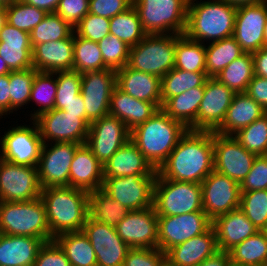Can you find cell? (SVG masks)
Segmentation results:
<instances>
[{"label": "cell", "mask_w": 267, "mask_h": 266, "mask_svg": "<svg viewBox=\"0 0 267 266\" xmlns=\"http://www.w3.org/2000/svg\"><path fill=\"white\" fill-rule=\"evenodd\" d=\"M213 170V131L188 130L157 173L164 179L201 184Z\"/></svg>", "instance_id": "cell-1"}, {"label": "cell", "mask_w": 267, "mask_h": 266, "mask_svg": "<svg viewBox=\"0 0 267 266\" xmlns=\"http://www.w3.org/2000/svg\"><path fill=\"white\" fill-rule=\"evenodd\" d=\"M188 130L184 124L160 109L130 131V140L158 170Z\"/></svg>", "instance_id": "cell-2"}, {"label": "cell", "mask_w": 267, "mask_h": 266, "mask_svg": "<svg viewBox=\"0 0 267 266\" xmlns=\"http://www.w3.org/2000/svg\"><path fill=\"white\" fill-rule=\"evenodd\" d=\"M88 191L70 186L48 187L41 190L50 241L56 236L82 230L88 217Z\"/></svg>", "instance_id": "cell-3"}, {"label": "cell", "mask_w": 267, "mask_h": 266, "mask_svg": "<svg viewBox=\"0 0 267 266\" xmlns=\"http://www.w3.org/2000/svg\"><path fill=\"white\" fill-rule=\"evenodd\" d=\"M196 1V3H195ZM189 0L185 35L205 44L233 36L237 7L225 0ZM202 1V2H201Z\"/></svg>", "instance_id": "cell-4"}, {"label": "cell", "mask_w": 267, "mask_h": 266, "mask_svg": "<svg viewBox=\"0 0 267 266\" xmlns=\"http://www.w3.org/2000/svg\"><path fill=\"white\" fill-rule=\"evenodd\" d=\"M0 233L32 236L50 241L46 210L41 198L26 202H0Z\"/></svg>", "instance_id": "cell-5"}, {"label": "cell", "mask_w": 267, "mask_h": 266, "mask_svg": "<svg viewBox=\"0 0 267 266\" xmlns=\"http://www.w3.org/2000/svg\"><path fill=\"white\" fill-rule=\"evenodd\" d=\"M176 34H146L130 47L127 66L162 78L175 65Z\"/></svg>", "instance_id": "cell-6"}, {"label": "cell", "mask_w": 267, "mask_h": 266, "mask_svg": "<svg viewBox=\"0 0 267 266\" xmlns=\"http://www.w3.org/2000/svg\"><path fill=\"white\" fill-rule=\"evenodd\" d=\"M189 0H133L146 34H184Z\"/></svg>", "instance_id": "cell-7"}, {"label": "cell", "mask_w": 267, "mask_h": 266, "mask_svg": "<svg viewBox=\"0 0 267 266\" xmlns=\"http://www.w3.org/2000/svg\"><path fill=\"white\" fill-rule=\"evenodd\" d=\"M153 207L157 215H181L203 211L201 184L155 178Z\"/></svg>", "instance_id": "cell-8"}, {"label": "cell", "mask_w": 267, "mask_h": 266, "mask_svg": "<svg viewBox=\"0 0 267 266\" xmlns=\"http://www.w3.org/2000/svg\"><path fill=\"white\" fill-rule=\"evenodd\" d=\"M9 128L0 138V158L19 165L37 167L43 147L36 122Z\"/></svg>", "instance_id": "cell-9"}, {"label": "cell", "mask_w": 267, "mask_h": 266, "mask_svg": "<svg viewBox=\"0 0 267 266\" xmlns=\"http://www.w3.org/2000/svg\"><path fill=\"white\" fill-rule=\"evenodd\" d=\"M158 249L166 253L170 248L206 232L212 220L204 211L181 215H157Z\"/></svg>", "instance_id": "cell-10"}, {"label": "cell", "mask_w": 267, "mask_h": 266, "mask_svg": "<svg viewBox=\"0 0 267 266\" xmlns=\"http://www.w3.org/2000/svg\"><path fill=\"white\" fill-rule=\"evenodd\" d=\"M37 167L19 165L0 158V202H26L41 195Z\"/></svg>", "instance_id": "cell-11"}, {"label": "cell", "mask_w": 267, "mask_h": 266, "mask_svg": "<svg viewBox=\"0 0 267 266\" xmlns=\"http://www.w3.org/2000/svg\"><path fill=\"white\" fill-rule=\"evenodd\" d=\"M157 175H129L104 178L102 189L129 211L153 206L154 185Z\"/></svg>", "instance_id": "cell-12"}, {"label": "cell", "mask_w": 267, "mask_h": 266, "mask_svg": "<svg viewBox=\"0 0 267 266\" xmlns=\"http://www.w3.org/2000/svg\"><path fill=\"white\" fill-rule=\"evenodd\" d=\"M44 143L72 142L85 144L90 123L86 118L54 108L34 119Z\"/></svg>", "instance_id": "cell-13"}, {"label": "cell", "mask_w": 267, "mask_h": 266, "mask_svg": "<svg viewBox=\"0 0 267 266\" xmlns=\"http://www.w3.org/2000/svg\"><path fill=\"white\" fill-rule=\"evenodd\" d=\"M214 171L241 184L257 155L248 152L234 135L213 132Z\"/></svg>", "instance_id": "cell-14"}, {"label": "cell", "mask_w": 267, "mask_h": 266, "mask_svg": "<svg viewBox=\"0 0 267 266\" xmlns=\"http://www.w3.org/2000/svg\"><path fill=\"white\" fill-rule=\"evenodd\" d=\"M81 144L72 142L44 143L37 166L42 189L69 186L70 165Z\"/></svg>", "instance_id": "cell-15"}, {"label": "cell", "mask_w": 267, "mask_h": 266, "mask_svg": "<svg viewBox=\"0 0 267 266\" xmlns=\"http://www.w3.org/2000/svg\"><path fill=\"white\" fill-rule=\"evenodd\" d=\"M116 86V70L108 68L81 74L80 93L90 124L109 114L111 93Z\"/></svg>", "instance_id": "cell-16"}, {"label": "cell", "mask_w": 267, "mask_h": 266, "mask_svg": "<svg viewBox=\"0 0 267 266\" xmlns=\"http://www.w3.org/2000/svg\"><path fill=\"white\" fill-rule=\"evenodd\" d=\"M203 211L213 221L216 217L239 209L240 184L212 171L201 183Z\"/></svg>", "instance_id": "cell-17"}, {"label": "cell", "mask_w": 267, "mask_h": 266, "mask_svg": "<svg viewBox=\"0 0 267 266\" xmlns=\"http://www.w3.org/2000/svg\"><path fill=\"white\" fill-rule=\"evenodd\" d=\"M235 94L217 78L208 77L197 119L188 129L214 132L222 124Z\"/></svg>", "instance_id": "cell-18"}, {"label": "cell", "mask_w": 267, "mask_h": 266, "mask_svg": "<svg viewBox=\"0 0 267 266\" xmlns=\"http://www.w3.org/2000/svg\"><path fill=\"white\" fill-rule=\"evenodd\" d=\"M130 139L125 123L110 114L90 124L85 144L104 165Z\"/></svg>", "instance_id": "cell-19"}, {"label": "cell", "mask_w": 267, "mask_h": 266, "mask_svg": "<svg viewBox=\"0 0 267 266\" xmlns=\"http://www.w3.org/2000/svg\"><path fill=\"white\" fill-rule=\"evenodd\" d=\"M89 239L97 257V266H123L130 247L116 228L87 217L81 230Z\"/></svg>", "instance_id": "cell-20"}, {"label": "cell", "mask_w": 267, "mask_h": 266, "mask_svg": "<svg viewBox=\"0 0 267 266\" xmlns=\"http://www.w3.org/2000/svg\"><path fill=\"white\" fill-rule=\"evenodd\" d=\"M266 20V2L237 7L233 37L245 53L256 52L265 46Z\"/></svg>", "instance_id": "cell-21"}, {"label": "cell", "mask_w": 267, "mask_h": 266, "mask_svg": "<svg viewBox=\"0 0 267 266\" xmlns=\"http://www.w3.org/2000/svg\"><path fill=\"white\" fill-rule=\"evenodd\" d=\"M115 228L130 248H158V220L153 206L129 211Z\"/></svg>", "instance_id": "cell-22"}, {"label": "cell", "mask_w": 267, "mask_h": 266, "mask_svg": "<svg viewBox=\"0 0 267 266\" xmlns=\"http://www.w3.org/2000/svg\"><path fill=\"white\" fill-rule=\"evenodd\" d=\"M219 252L214 228L170 248L166 253L167 266H198Z\"/></svg>", "instance_id": "cell-23"}, {"label": "cell", "mask_w": 267, "mask_h": 266, "mask_svg": "<svg viewBox=\"0 0 267 266\" xmlns=\"http://www.w3.org/2000/svg\"><path fill=\"white\" fill-rule=\"evenodd\" d=\"M74 32L66 39L36 44L32 47L33 68L39 72L73 70Z\"/></svg>", "instance_id": "cell-24"}, {"label": "cell", "mask_w": 267, "mask_h": 266, "mask_svg": "<svg viewBox=\"0 0 267 266\" xmlns=\"http://www.w3.org/2000/svg\"><path fill=\"white\" fill-rule=\"evenodd\" d=\"M0 56L11 71L33 68L30 33L6 23L0 29Z\"/></svg>", "instance_id": "cell-25"}, {"label": "cell", "mask_w": 267, "mask_h": 266, "mask_svg": "<svg viewBox=\"0 0 267 266\" xmlns=\"http://www.w3.org/2000/svg\"><path fill=\"white\" fill-rule=\"evenodd\" d=\"M212 227L216 233L220 252H228L259 231L240 208L216 217L212 221Z\"/></svg>", "instance_id": "cell-26"}, {"label": "cell", "mask_w": 267, "mask_h": 266, "mask_svg": "<svg viewBox=\"0 0 267 266\" xmlns=\"http://www.w3.org/2000/svg\"><path fill=\"white\" fill-rule=\"evenodd\" d=\"M104 178L129 175H157L138 147L129 139L103 165Z\"/></svg>", "instance_id": "cell-27"}, {"label": "cell", "mask_w": 267, "mask_h": 266, "mask_svg": "<svg viewBox=\"0 0 267 266\" xmlns=\"http://www.w3.org/2000/svg\"><path fill=\"white\" fill-rule=\"evenodd\" d=\"M103 180V165L86 144H81L70 165L69 186L90 192L102 188Z\"/></svg>", "instance_id": "cell-28"}, {"label": "cell", "mask_w": 267, "mask_h": 266, "mask_svg": "<svg viewBox=\"0 0 267 266\" xmlns=\"http://www.w3.org/2000/svg\"><path fill=\"white\" fill-rule=\"evenodd\" d=\"M116 85L136 99L156 103L162 107L161 78L155 75L136 71L126 65L116 70Z\"/></svg>", "instance_id": "cell-29"}, {"label": "cell", "mask_w": 267, "mask_h": 266, "mask_svg": "<svg viewBox=\"0 0 267 266\" xmlns=\"http://www.w3.org/2000/svg\"><path fill=\"white\" fill-rule=\"evenodd\" d=\"M160 109L156 103L136 99L117 86L111 93L109 114L124 122L130 131Z\"/></svg>", "instance_id": "cell-30"}, {"label": "cell", "mask_w": 267, "mask_h": 266, "mask_svg": "<svg viewBox=\"0 0 267 266\" xmlns=\"http://www.w3.org/2000/svg\"><path fill=\"white\" fill-rule=\"evenodd\" d=\"M43 244L40 238L0 233V266H33Z\"/></svg>", "instance_id": "cell-31"}, {"label": "cell", "mask_w": 267, "mask_h": 266, "mask_svg": "<svg viewBox=\"0 0 267 266\" xmlns=\"http://www.w3.org/2000/svg\"><path fill=\"white\" fill-rule=\"evenodd\" d=\"M265 113V110L246 92L236 93L222 124L214 132L234 135Z\"/></svg>", "instance_id": "cell-32"}, {"label": "cell", "mask_w": 267, "mask_h": 266, "mask_svg": "<svg viewBox=\"0 0 267 266\" xmlns=\"http://www.w3.org/2000/svg\"><path fill=\"white\" fill-rule=\"evenodd\" d=\"M205 83L184 93L167 99L161 109L172 119L180 121L189 128L197 119L200 103L203 99Z\"/></svg>", "instance_id": "cell-33"}, {"label": "cell", "mask_w": 267, "mask_h": 266, "mask_svg": "<svg viewBox=\"0 0 267 266\" xmlns=\"http://www.w3.org/2000/svg\"><path fill=\"white\" fill-rule=\"evenodd\" d=\"M128 212L126 207L112 199L102 188L88 193V217L94 221L115 228Z\"/></svg>", "instance_id": "cell-34"}, {"label": "cell", "mask_w": 267, "mask_h": 266, "mask_svg": "<svg viewBox=\"0 0 267 266\" xmlns=\"http://www.w3.org/2000/svg\"><path fill=\"white\" fill-rule=\"evenodd\" d=\"M232 266H265L267 262V236L257 231L228 251Z\"/></svg>", "instance_id": "cell-35"}, {"label": "cell", "mask_w": 267, "mask_h": 266, "mask_svg": "<svg viewBox=\"0 0 267 266\" xmlns=\"http://www.w3.org/2000/svg\"><path fill=\"white\" fill-rule=\"evenodd\" d=\"M64 251L71 266H97V257L82 231L68 232L53 239Z\"/></svg>", "instance_id": "cell-36"}, {"label": "cell", "mask_w": 267, "mask_h": 266, "mask_svg": "<svg viewBox=\"0 0 267 266\" xmlns=\"http://www.w3.org/2000/svg\"><path fill=\"white\" fill-rule=\"evenodd\" d=\"M205 47L208 77H216L227 65L245 53L233 36L210 42Z\"/></svg>", "instance_id": "cell-37"}, {"label": "cell", "mask_w": 267, "mask_h": 266, "mask_svg": "<svg viewBox=\"0 0 267 266\" xmlns=\"http://www.w3.org/2000/svg\"><path fill=\"white\" fill-rule=\"evenodd\" d=\"M174 68L188 72H206L205 44L189 39L185 34H176Z\"/></svg>", "instance_id": "cell-38"}, {"label": "cell", "mask_w": 267, "mask_h": 266, "mask_svg": "<svg viewBox=\"0 0 267 266\" xmlns=\"http://www.w3.org/2000/svg\"><path fill=\"white\" fill-rule=\"evenodd\" d=\"M253 76L252 53H244L227 65L215 78L235 93H241L246 92Z\"/></svg>", "instance_id": "cell-39"}, {"label": "cell", "mask_w": 267, "mask_h": 266, "mask_svg": "<svg viewBox=\"0 0 267 266\" xmlns=\"http://www.w3.org/2000/svg\"><path fill=\"white\" fill-rule=\"evenodd\" d=\"M207 78L206 72H188L172 68L161 78L162 104L171 97L184 93L191 88L202 86Z\"/></svg>", "instance_id": "cell-40"}, {"label": "cell", "mask_w": 267, "mask_h": 266, "mask_svg": "<svg viewBox=\"0 0 267 266\" xmlns=\"http://www.w3.org/2000/svg\"><path fill=\"white\" fill-rule=\"evenodd\" d=\"M55 76V77H54ZM57 92L56 72H37L35 74L29 103L36 102L39 105L33 113L30 114V121L37 118L44 112L55 108V96Z\"/></svg>", "instance_id": "cell-41"}, {"label": "cell", "mask_w": 267, "mask_h": 266, "mask_svg": "<svg viewBox=\"0 0 267 266\" xmlns=\"http://www.w3.org/2000/svg\"><path fill=\"white\" fill-rule=\"evenodd\" d=\"M110 34L115 35L129 47L137 45L146 36L133 5L110 18Z\"/></svg>", "instance_id": "cell-42"}, {"label": "cell", "mask_w": 267, "mask_h": 266, "mask_svg": "<svg viewBox=\"0 0 267 266\" xmlns=\"http://www.w3.org/2000/svg\"><path fill=\"white\" fill-rule=\"evenodd\" d=\"M73 70L80 74L88 71L108 69L104 64L98 43L79 37L74 32Z\"/></svg>", "instance_id": "cell-43"}, {"label": "cell", "mask_w": 267, "mask_h": 266, "mask_svg": "<svg viewBox=\"0 0 267 266\" xmlns=\"http://www.w3.org/2000/svg\"><path fill=\"white\" fill-rule=\"evenodd\" d=\"M74 28L56 13H47L44 19L30 32L32 47L36 44L68 38Z\"/></svg>", "instance_id": "cell-44"}, {"label": "cell", "mask_w": 267, "mask_h": 266, "mask_svg": "<svg viewBox=\"0 0 267 266\" xmlns=\"http://www.w3.org/2000/svg\"><path fill=\"white\" fill-rule=\"evenodd\" d=\"M234 137L248 152L257 156L267 155V112L239 130Z\"/></svg>", "instance_id": "cell-45"}, {"label": "cell", "mask_w": 267, "mask_h": 266, "mask_svg": "<svg viewBox=\"0 0 267 266\" xmlns=\"http://www.w3.org/2000/svg\"><path fill=\"white\" fill-rule=\"evenodd\" d=\"M7 23L30 33L47 15L43 9L15 1L5 6Z\"/></svg>", "instance_id": "cell-46"}, {"label": "cell", "mask_w": 267, "mask_h": 266, "mask_svg": "<svg viewBox=\"0 0 267 266\" xmlns=\"http://www.w3.org/2000/svg\"><path fill=\"white\" fill-rule=\"evenodd\" d=\"M38 71L29 68L22 71H11L9 74L10 83V113L18 111L29 103L32 84L35 74Z\"/></svg>", "instance_id": "cell-47"}, {"label": "cell", "mask_w": 267, "mask_h": 266, "mask_svg": "<svg viewBox=\"0 0 267 266\" xmlns=\"http://www.w3.org/2000/svg\"><path fill=\"white\" fill-rule=\"evenodd\" d=\"M239 208L259 230H263L267 226V189L241 192Z\"/></svg>", "instance_id": "cell-48"}, {"label": "cell", "mask_w": 267, "mask_h": 266, "mask_svg": "<svg viewBox=\"0 0 267 266\" xmlns=\"http://www.w3.org/2000/svg\"><path fill=\"white\" fill-rule=\"evenodd\" d=\"M104 64L113 70L125 67L128 63L130 47L115 35L109 34L98 42Z\"/></svg>", "instance_id": "cell-49"}, {"label": "cell", "mask_w": 267, "mask_h": 266, "mask_svg": "<svg viewBox=\"0 0 267 266\" xmlns=\"http://www.w3.org/2000/svg\"><path fill=\"white\" fill-rule=\"evenodd\" d=\"M57 92L55 96V108L62 110V103H68L81 92V74L77 71L56 72Z\"/></svg>", "instance_id": "cell-50"}, {"label": "cell", "mask_w": 267, "mask_h": 266, "mask_svg": "<svg viewBox=\"0 0 267 266\" xmlns=\"http://www.w3.org/2000/svg\"><path fill=\"white\" fill-rule=\"evenodd\" d=\"M81 38L99 42L110 34V19L88 13L74 28Z\"/></svg>", "instance_id": "cell-51"}, {"label": "cell", "mask_w": 267, "mask_h": 266, "mask_svg": "<svg viewBox=\"0 0 267 266\" xmlns=\"http://www.w3.org/2000/svg\"><path fill=\"white\" fill-rule=\"evenodd\" d=\"M123 266H167L166 255L158 248H130Z\"/></svg>", "instance_id": "cell-52"}, {"label": "cell", "mask_w": 267, "mask_h": 266, "mask_svg": "<svg viewBox=\"0 0 267 266\" xmlns=\"http://www.w3.org/2000/svg\"><path fill=\"white\" fill-rule=\"evenodd\" d=\"M241 192L267 189V155L256 156L250 172L240 184Z\"/></svg>", "instance_id": "cell-53"}, {"label": "cell", "mask_w": 267, "mask_h": 266, "mask_svg": "<svg viewBox=\"0 0 267 266\" xmlns=\"http://www.w3.org/2000/svg\"><path fill=\"white\" fill-rule=\"evenodd\" d=\"M55 13L75 28L89 13V0H60Z\"/></svg>", "instance_id": "cell-54"}, {"label": "cell", "mask_w": 267, "mask_h": 266, "mask_svg": "<svg viewBox=\"0 0 267 266\" xmlns=\"http://www.w3.org/2000/svg\"><path fill=\"white\" fill-rule=\"evenodd\" d=\"M33 266H71V264L61 247L52 240L40 247Z\"/></svg>", "instance_id": "cell-55"}, {"label": "cell", "mask_w": 267, "mask_h": 266, "mask_svg": "<svg viewBox=\"0 0 267 266\" xmlns=\"http://www.w3.org/2000/svg\"><path fill=\"white\" fill-rule=\"evenodd\" d=\"M133 5V0H89V13L112 18Z\"/></svg>", "instance_id": "cell-56"}, {"label": "cell", "mask_w": 267, "mask_h": 266, "mask_svg": "<svg viewBox=\"0 0 267 266\" xmlns=\"http://www.w3.org/2000/svg\"><path fill=\"white\" fill-rule=\"evenodd\" d=\"M246 93L267 112V78L254 75Z\"/></svg>", "instance_id": "cell-57"}, {"label": "cell", "mask_w": 267, "mask_h": 266, "mask_svg": "<svg viewBox=\"0 0 267 266\" xmlns=\"http://www.w3.org/2000/svg\"><path fill=\"white\" fill-rule=\"evenodd\" d=\"M9 74L0 76V118L10 114Z\"/></svg>", "instance_id": "cell-58"}, {"label": "cell", "mask_w": 267, "mask_h": 266, "mask_svg": "<svg viewBox=\"0 0 267 266\" xmlns=\"http://www.w3.org/2000/svg\"><path fill=\"white\" fill-rule=\"evenodd\" d=\"M254 75L267 78V46L252 53Z\"/></svg>", "instance_id": "cell-59"}, {"label": "cell", "mask_w": 267, "mask_h": 266, "mask_svg": "<svg viewBox=\"0 0 267 266\" xmlns=\"http://www.w3.org/2000/svg\"><path fill=\"white\" fill-rule=\"evenodd\" d=\"M62 110L68 114L78 115V118H86L85 103L81 93L76 96V99L68 103H62Z\"/></svg>", "instance_id": "cell-60"}, {"label": "cell", "mask_w": 267, "mask_h": 266, "mask_svg": "<svg viewBox=\"0 0 267 266\" xmlns=\"http://www.w3.org/2000/svg\"><path fill=\"white\" fill-rule=\"evenodd\" d=\"M21 3L35 6L36 8L43 9L47 13H55L60 0H17Z\"/></svg>", "instance_id": "cell-61"}, {"label": "cell", "mask_w": 267, "mask_h": 266, "mask_svg": "<svg viewBox=\"0 0 267 266\" xmlns=\"http://www.w3.org/2000/svg\"><path fill=\"white\" fill-rule=\"evenodd\" d=\"M198 266H232L228 252H218L211 258L204 260Z\"/></svg>", "instance_id": "cell-62"}, {"label": "cell", "mask_w": 267, "mask_h": 266, "mask_svg": "<svg viewBox=\"0 0 267 266\" xmlns=\"http://www.w3.org/2000/svg\"><path fill=\"white\" fill-rule=\"evenodd\" d=\"M225 1L236 7L241 5L257 4L260 2H264V0H225Z\"/></svg>", "instance_id": "cell-63"}, {"label": "cell", "mask_w": 267, "mask_h": 266, "mask_svg": "<svg viewBox=\"0 0 267 266\" xmlns=\"http://www.w3.org/2000/svg\"><path fill=\"white\" fill-rule=\"evenodd\" d=\"M11 70L8 67L7 63L5 62V60L3 58H1L0 56V76L1 75H6V74H10Z\"/></svg>", "instance_id": "cell-64"}, {"label": "cell", "mask_w": 267, "mask_h": 266, "mask_svg": "<svg viewBox=\"0 0 267 266\" xmlns=\"http://www.w3.org/2000/svg\"><path fill=\"white\" fill-rule=\"evenodd\" d=\"M7 23L5 6H0V29Z\"/></svg>", "instance_id": "cell-65"}, {"label": "cell", "mask_w": 267, "mask_h": 266, "mask_svg": "<svg viewBox=\"0 0 267 266\" xmlns=\"http://www.w3.org/2000/svg\"><path fill=\"white\" fill-rule=\"evenodd\" d=\"M17 0H0V6H7L14 3Z\"/></svg>", "instance_id": "cell-66"}, {"label": "cell", "mask_w": 267, "mask_h": 266, "mask_svg": "<svg viewBox=\"0 0 267 266\" xmlns=\"http://www.w3.org/2000/svg\"><path fill=\"white\" fill-rule=\"evenodd\" d=\"M264 39H265V46H267V20L264 26Z\"/></svg>", "instance_id": "cell-67"}, {"label": "cell", "mask_w": 267, "mask_h": 266, "mask_svg": "<svg viewBox=\"0 0 267 266\" xmlns=\"http://www.w3.org/2000/svg\"><path fill=\"white\" fill-rule=\"evenodd\" d=\"M264 233L266 234L267 236V226L263 229Z\"/></svg>", "instance_id": "cell-68"}]
</instances>
